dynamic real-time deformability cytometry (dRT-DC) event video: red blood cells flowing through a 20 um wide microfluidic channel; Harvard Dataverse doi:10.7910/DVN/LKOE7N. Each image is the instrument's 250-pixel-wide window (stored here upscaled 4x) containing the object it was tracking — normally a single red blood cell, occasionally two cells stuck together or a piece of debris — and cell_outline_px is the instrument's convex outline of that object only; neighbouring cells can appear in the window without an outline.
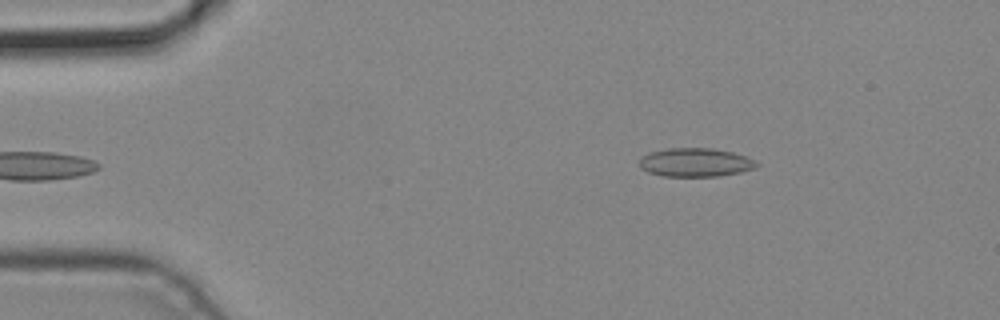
{"species": "common noctule bat (a hibernating species)", "species_latin": "Nyctalus noctula", "temperature_condition": "cold", "stored_images_in_passage": 5, "camera_frame_rate_fps": 3000, "um_per_image_px": 0.085, "animal": {"sex": "male", "body_mass_g": 19.2, "forearm_length_mm": 51.8}, "frame": {"image": 1, "passage_image": 5, "time_ms": 1.333, "image_size_px": [1000, 320], "cell_outline_px": [[760, 164], [752, 168], [740, 172], [720, 176], [664, 176], [648, 172], [640, 168], [640, 156], [648, 152], [668, 148], [712, 148], [732, 152], [748, 156], [756, 160]], "centroid_in_image_um": [59.1, 13.79], "position_along_channel_um": 25.9, "area_um2": 19.71}}